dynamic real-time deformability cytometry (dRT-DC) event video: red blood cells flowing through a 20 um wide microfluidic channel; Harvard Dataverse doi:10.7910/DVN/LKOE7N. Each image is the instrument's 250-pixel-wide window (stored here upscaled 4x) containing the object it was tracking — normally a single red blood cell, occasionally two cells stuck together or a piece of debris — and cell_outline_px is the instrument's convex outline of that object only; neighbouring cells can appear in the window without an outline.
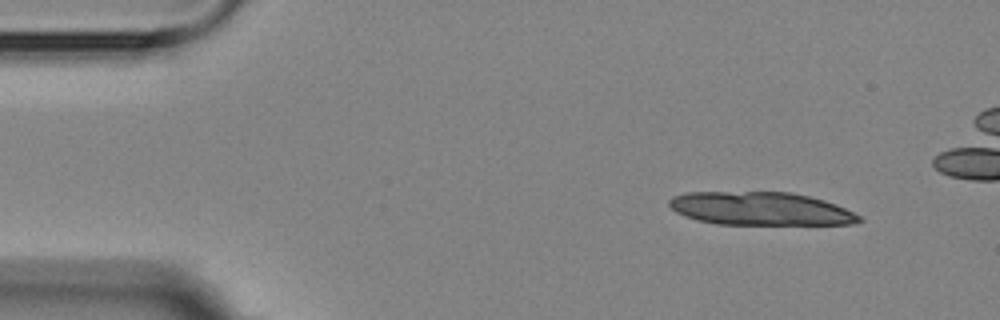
{"species": "Egyptian fruit bat (a non-hibernating species)", "species_latin": "Rousettus aegyptiacus", "temperature_condition": "room temperature", "stored_images_in_passage": 5, "camera_frame_rate_fps": 3000, "um_per_image_px": 0.085, "animal": {"sex": "female"}, "frame": {"image": 1, "passage_image": 1, "time_ms": 0.0, "image_size_px": [1000, 320], "cell_outline_px": [[864, 220], [856, 224], [716, 224], [696, 220], [684, 216], [676, 212], [668, 204], [668, 200], [672, 196], [684, 192], [792, 192], [824, 200], [836, 204], [860, 216]], "centroid_in_image_um": [64.61, 17.73], "position_along_channel_um": 20.4, "area_um2": 36.88}}